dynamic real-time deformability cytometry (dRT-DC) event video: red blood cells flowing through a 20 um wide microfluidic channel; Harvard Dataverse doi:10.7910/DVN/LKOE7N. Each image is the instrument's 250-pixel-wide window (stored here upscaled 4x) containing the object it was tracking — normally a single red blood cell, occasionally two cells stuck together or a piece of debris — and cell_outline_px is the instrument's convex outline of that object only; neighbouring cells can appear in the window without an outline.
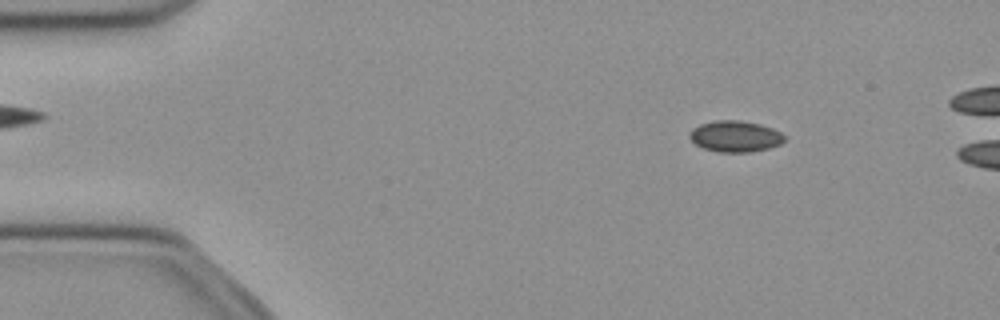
{"species": "common noctule bat (a hibernating species)", "species_latin": "Nyctalus noctula", "temperature_condition": "cold", "stored_images_in_passage": 48, "camera_frame_rate_fps": 3000, "um_per_image_px": 0.085, "animal": {"sex": "female", "body_mass_g": 21.9}, "frame": {"image": 1, "passage_image": 6, "time_ms": 1.667, "image_size_px": [1000, 320], "cell_outline_px": [[788, 136], [780, 144], [768, 148], [748, 152], [720, 152], [704, 148], [696, 144], [688, 136], [688, 132], [692, 128], [700, 124], [712, 120], [740, 120], [760, 124], [772, 128]], "centroid_in_image_um": [62.48, 11.57], "position_along_channel_um": 22.5, "area_um2": 17.34}}
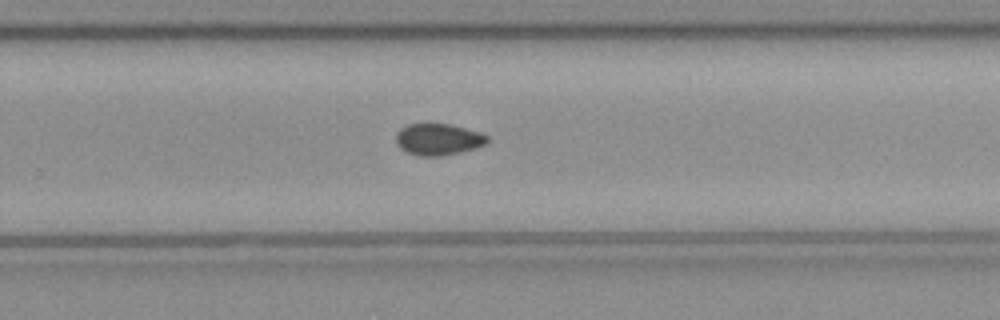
{"frame": {"image": 2, "passage_image": 32, "time_ms": 10.333, "image_size_px": [1000, 320], "cell_outline_px": [[488, 140], [484, 144], [476, 148], [460, 152], [440, 156], [416, 156], [400, 148], [396, 144], [396, 132], [400, 128], [408, 124], [452, 124], [480, 132], [488, 136]], "centroid_in_image_um": [37.23, 11.84], "position_along_channel_um": 292.6, "area_um2": 16.88}}
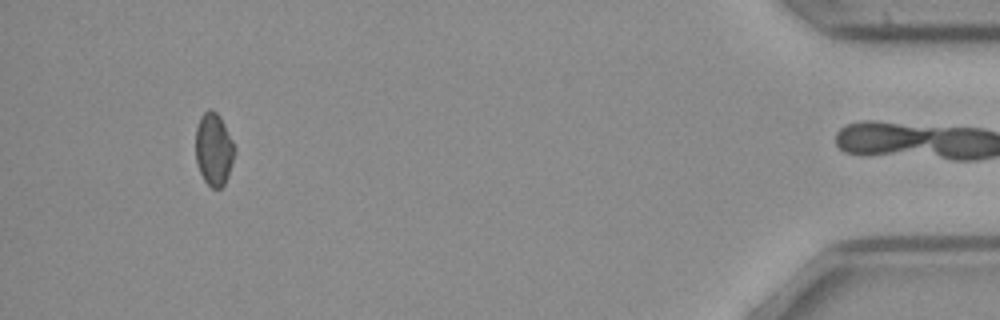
{"frame": {"image": 3, "passage_image": 47, "time_ms": 15.333, "image_size_px": [1000, 320], "cell_outline_px": [[232, 164], [228, 176], [224, 184], [220, 188], [212, 188], [204, 180], [196, 164], [196, 128], [200, 116], [208, 108], [212, 108], [220, 116], [232, 140]], "centroid_in_image_um": [18.13, 12.67], "position_along_channel_um": 417.1, "area_um2": 16.24}}